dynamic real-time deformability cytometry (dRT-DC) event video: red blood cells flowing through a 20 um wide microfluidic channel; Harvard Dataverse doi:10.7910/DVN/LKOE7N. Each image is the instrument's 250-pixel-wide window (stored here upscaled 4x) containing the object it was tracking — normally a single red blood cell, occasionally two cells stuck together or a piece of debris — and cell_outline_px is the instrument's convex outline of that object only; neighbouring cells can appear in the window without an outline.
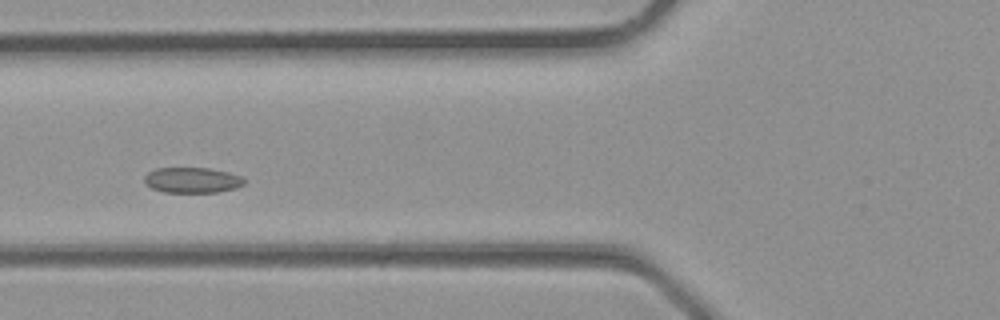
{"species": "common noctule bat (a hibernating species)", "species_latin": "Nyctalus noctula", "temperature_condition": "room temperature", "stored_images_in_passage": 37, "camera_frame_rate_fps": 3000, "um_per_image_px": 0.085, "animal": {"sex": "male", "body_mass_g": 23.1, "forearm_length_mm": 52.7}, "frame": {"image": 1, "passage_image": 15, "time_ms": 4.667, "image_size_px": [1000, 320], "cell_outline_px": [[248, 180], [244, 184], [236, 188], [216, 192], [164, 192], [152, 188], [144, 180], [144, 176], [148, 172], [156, 168], [208, 168], [228, 172], [240, 176]], "centroid_in_image_um": [16.36, 15.31], "position_along_channel_um": 109.4, "area_um2": 14.8}}
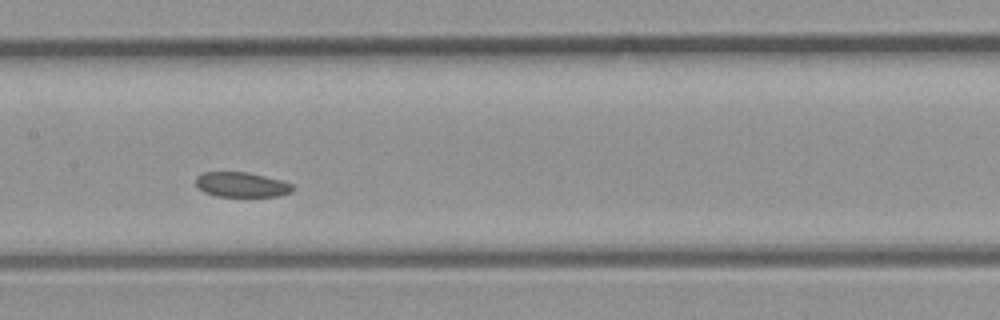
{"frame": {"image": 2, "passage_image": 19, "time_ms": 6.0, "image_size_px": [1000, 320], "cell_outline_px": [[292, 192], [280, 196], [216, 196], [204, 192], [196, 184], [196, 176], [204, 172], [248, 172], [280, 180], [292, 184]], "centroid_in_image_um": [20.52, 15.69], "position_along_channel_um": 186.9, "area_um2": 13.93}}
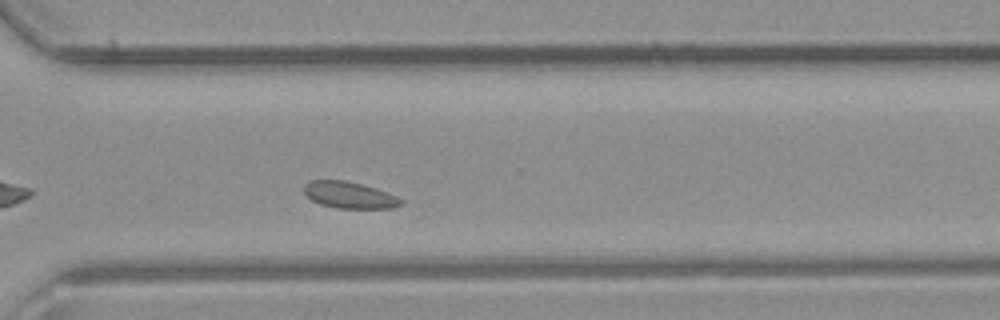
{"frame": {"image": 3, "passage_image": 27, "time_ms": 8.667, "image_size_px": [1000, 320], "cell_outline_px": [[404, 204], [392, 208], [336, 208], [320, 204], [312, 200], [304, 192], [304, 184], [308, 180], [344, 180], [376, 188], [388, 192], [404, 200]], "centroid_in_image_um": [29.71, 16.58], "position_along_channel_um": 340.9, "area_um2": 15.09}}